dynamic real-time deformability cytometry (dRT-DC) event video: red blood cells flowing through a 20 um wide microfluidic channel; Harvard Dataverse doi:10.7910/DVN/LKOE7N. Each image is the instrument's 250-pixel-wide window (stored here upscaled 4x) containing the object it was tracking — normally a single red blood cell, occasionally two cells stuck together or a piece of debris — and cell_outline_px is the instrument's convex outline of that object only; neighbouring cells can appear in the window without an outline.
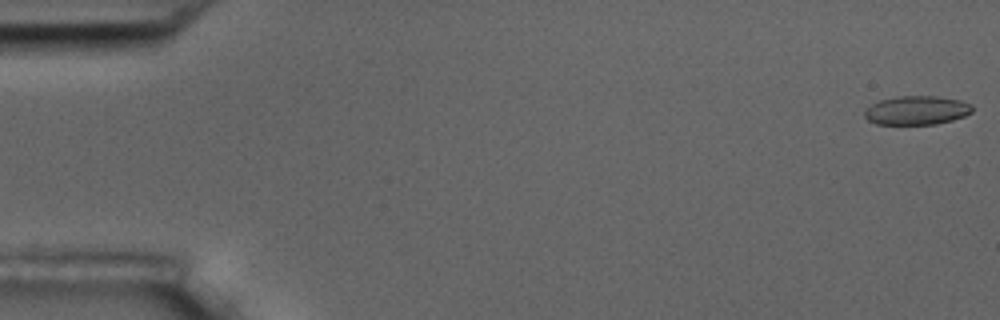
{"species": "common noctule bat (a hibernating species)", "species_latin": "Nyctalus noctula", "temperature_condition": "room temperature", "stored_images_in_passage": 6, "camera_frame_rate_fps": 3000, "um_per_image_px": 0.085, "animal": {"sex": "male", "body_mass_g": 17.5, "forearm_length_mm": 52.3}, "frame": {"image": 1, "passage_image": 1, "time_ms": 0.0, "image_size_px": [1000, 320], "cell_outline_px": [[972, 112], [964, 116], [952, 120], [936, 124], [876, 124], [868, 120], [864, 116], [864, 108], [880, 100], [896, 96], [936, 96], [960, 100], [972, 104]], "centroid_in_image_um": [77.9, 9.37], "position_along_channel_um": 7.1, "area_um2": 18.21}}
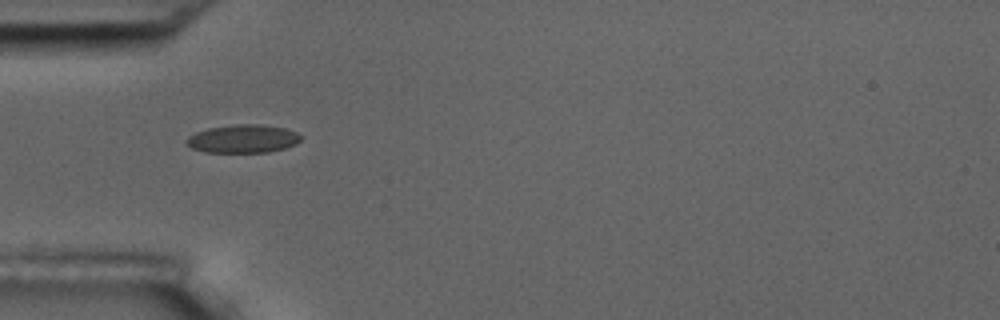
{"frame": {"image": 2, "passage_image": 5, "time_ms": 5.667, "image_size_px": [1000, 320], "cell_outline_px": [[304, 136], [296, 144], [284, 148], [268, 152], [204, 152], [192, 148], [184, 140], [188, 136], [196, 132], [208, 128], [236, 124], [256, 124], [284, 128], [296, 132]], "centroid_in_image_um": [20.65, 11.79], "position_along_channel_um": 64.3, "area_um2": 18.79}}